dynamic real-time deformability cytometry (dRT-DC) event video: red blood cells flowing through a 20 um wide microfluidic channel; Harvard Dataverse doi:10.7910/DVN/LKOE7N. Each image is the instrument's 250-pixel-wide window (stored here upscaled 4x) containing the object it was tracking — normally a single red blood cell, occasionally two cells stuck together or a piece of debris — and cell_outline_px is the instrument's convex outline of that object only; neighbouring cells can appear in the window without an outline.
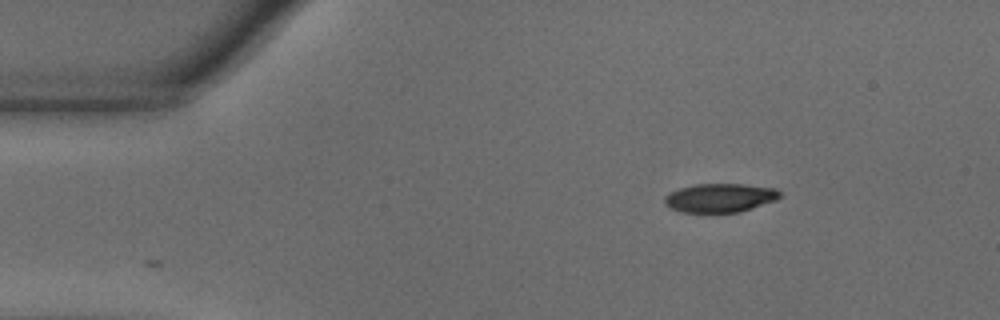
{"species": "common noctule bat (a hibernating species)", "species_latin": "Nyctalus noctula", "temperature_condition": "warm", "stored_images_in_passage": 2, "camera_frame_rate_fps": 3000, "um_per_image_px": 0.085, "animal": {"sex": "male", "body_mass_g": 18.8}, "frame": {"image": 1, "passage_image": 1, "time_ms": 0.0, "image_size_px": [1000, 320], "cell_outline_px": [[780, 196], [776, 200], [740, 212], [680, 212], [668, 208], [664, 204], [664, 196], [668, 192], [680, 188], [696, 184], [744, 184], [776, 188], [780, 192]], "centroid_in_image_um": [61.15, 16.81], "position_along_channel_um": 23.8, "area_um2": 19.48}}